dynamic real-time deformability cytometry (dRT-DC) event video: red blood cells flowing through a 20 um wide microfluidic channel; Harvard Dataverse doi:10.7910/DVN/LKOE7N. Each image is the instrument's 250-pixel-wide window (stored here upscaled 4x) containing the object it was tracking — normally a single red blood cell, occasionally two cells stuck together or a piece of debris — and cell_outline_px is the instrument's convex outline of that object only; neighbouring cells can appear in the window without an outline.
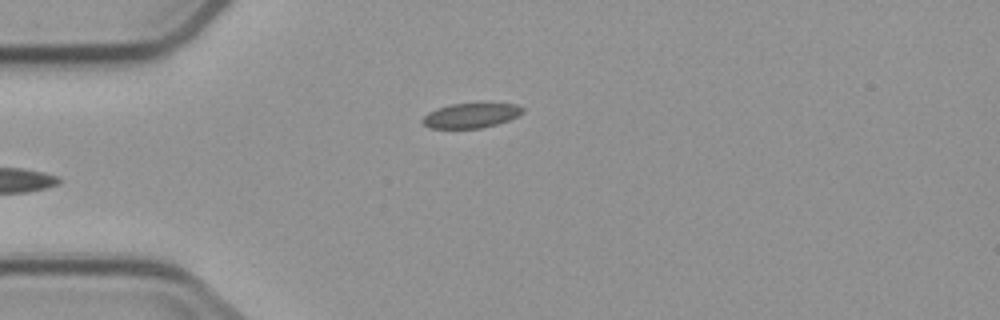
{"species": "common noctule bat (a hibernating species)", "species_latin": "Nyctalus noctula", "temperature_condition": "cold", "stored_images_in_passage": 4, "camera_frame_rate_fps": 3000, "um_per_image_px": 0.085, "animal": {"sex": "male", "body_mass_g": 23.1, "forearm_length_mm": 52.7}, "frame": {"image": 1, "passage_image": 4, "time_ms": 3.333, "image_size_px": [1000, 320], "cell_outline_px": [[524, 112], [508, 120], [496, 124], [480, 128], [428, 128], [420, 120], [428, 112], [436, 108], [452, 104], [516, 104], [524, 108]], "centroid_in_image_um": [39.99, 9.82], "position_along_channel_um": 45.0, "area_um2": 14.28}}